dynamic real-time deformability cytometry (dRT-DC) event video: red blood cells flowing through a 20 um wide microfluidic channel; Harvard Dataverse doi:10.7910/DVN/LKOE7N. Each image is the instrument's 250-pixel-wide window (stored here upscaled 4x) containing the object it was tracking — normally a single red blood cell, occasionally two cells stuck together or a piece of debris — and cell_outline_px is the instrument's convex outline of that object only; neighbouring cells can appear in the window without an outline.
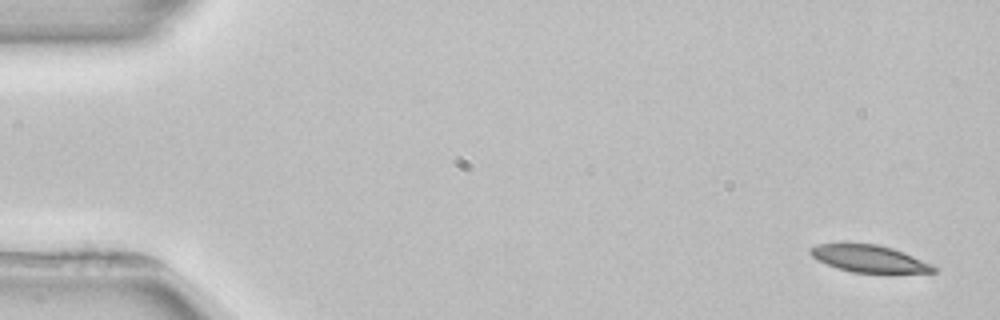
{"species": "common noctule bat (a hibernating species)", "species_latin": "Nyctalus noctula", "temperature_condition": "room temperature", "stored_images_in_passage": 5, "camera_frame_rate_fps": 3000, "um_per_image_px": 0.085, "animal": {"sex": "female", "body_mass_g": 22.7, "forearm_length_mm": 54.2}, "frame": {"image": 1, "passage_image": 1, "time_ms": 0.0, "image_size_px": [1000, 320], "cell_outline_px": [[936, 272], [852, 272], [836, 268], [816, 260], [808, 252], [808, 248], [820, 244], [876, 244], [892, 248], [904, 252], [932, 264], [936, 268]], "centroid_in_image_um": [73.84, 21.98], "position_along_channel_um": 11.2, "area_um2": 19.19}}
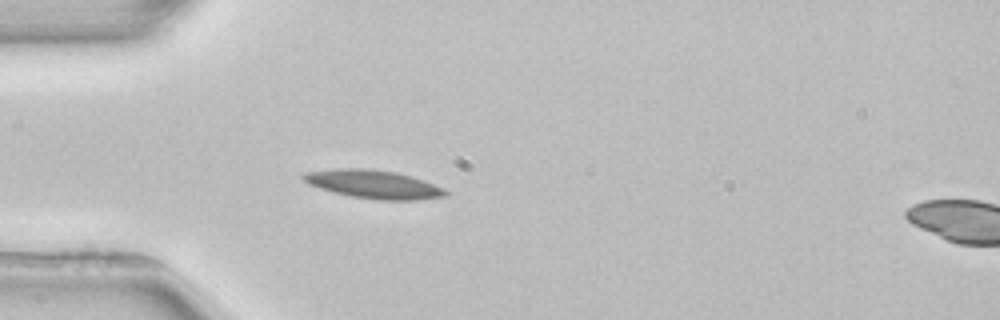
{"frame": {"image": 2, "passage_image": 4, "time_ms": 4.333, "image_size_px": [1000, 320], "cell_outline_px": [[448, 196], [416, 200], [380, 200], [352, 196], [320, 188], [308, 184], [300, 176], [304, 172], [336, 168], [368, 168], [396, 172], [412, 176], [444, 188], [448, 192]], "centroid_in_image_um": [31.76, 15.65], "position_along_channel_um": 53.2, "area_um2": 23.52}}